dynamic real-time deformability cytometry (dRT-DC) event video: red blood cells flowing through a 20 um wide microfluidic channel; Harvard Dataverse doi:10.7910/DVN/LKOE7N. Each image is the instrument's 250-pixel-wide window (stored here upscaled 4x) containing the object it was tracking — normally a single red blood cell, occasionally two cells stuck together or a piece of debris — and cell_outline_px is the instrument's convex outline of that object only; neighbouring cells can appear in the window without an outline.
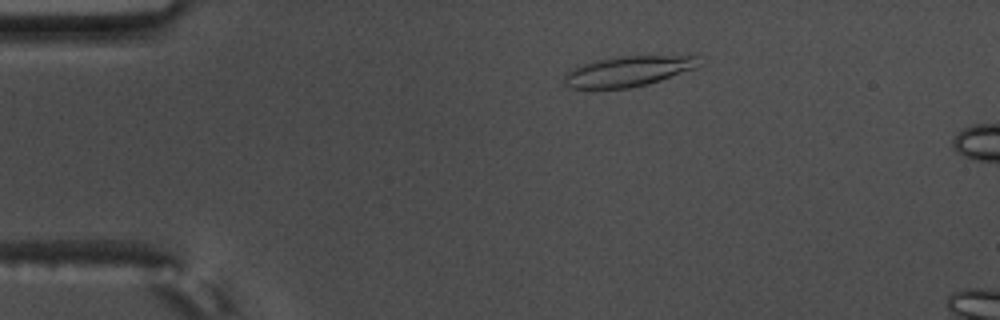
{"species": "common noctule bat (a hibernating species)", "species_latin": "Nyctalus noctula", "temperature_condition": "warm", "stored_images_in_passage": 7, "camera_frame_rate_fps": 3000, "um_per_image_px": 0.085, "animal": {"sex": "male", "body_mass_g": 17.5, "forearm_length_mm": 52.3}, "frame": {"image": 1, "passage_image": 2, "time_ms": 0.333, "image_size_px": [1000, 320], "cell_outline_px": [[696, 68], [648, 84], [628, 88], [568, 88], [564, 84], [564, 76], [572, 68], [596, 60], [612, 56], [696, 56]], "centroid_in_image_um": [53.31, 6.06], "position_along_channel_um": 31.7, "area_um2": 23.47}}